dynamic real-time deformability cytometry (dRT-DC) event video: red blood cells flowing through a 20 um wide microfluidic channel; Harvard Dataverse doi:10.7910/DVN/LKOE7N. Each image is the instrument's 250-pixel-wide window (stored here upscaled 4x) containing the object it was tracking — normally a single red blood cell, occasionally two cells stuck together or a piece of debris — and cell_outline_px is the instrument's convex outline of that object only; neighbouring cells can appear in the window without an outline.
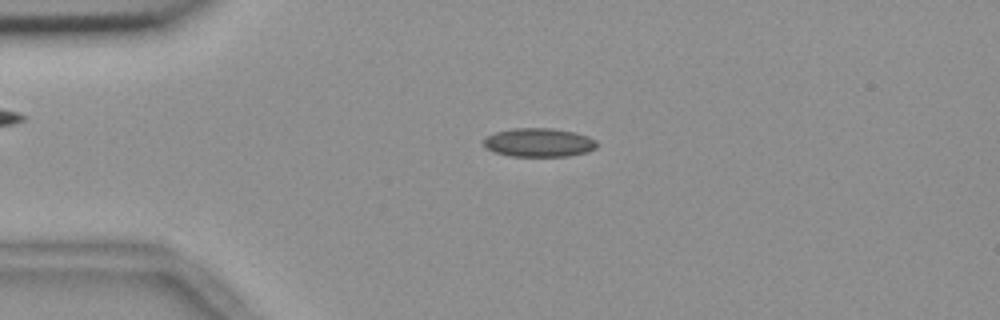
{"species": "common noctule bat (a hibernating species)", "species_latin": "Nyctalus noctula", "temperature_condition": "room temperature", "stored_images_in_passage": 44, "camera_frame_rate_fps": 3000, "um_per_image_px": 0.085, "animal": {"sex": "female", "body_mass_g": 18.4}, "frame": {"image": 1, "passage_image": 2, "time_ms": 0.333, "image_size_px": [1000, 320], "cell_outline_px": [[596, 148], [588, 152], [568, 156], [512, 156], [496, 152], [484, 148], [484, 136], [496, 132], [512, 128], [552, 128], [576, 132], [588, 136], [596, 140]], "centroid_in_image_um": [45.8, 12.1], "position_along_channel_um": 39.2, "area_um2": 19.07}}
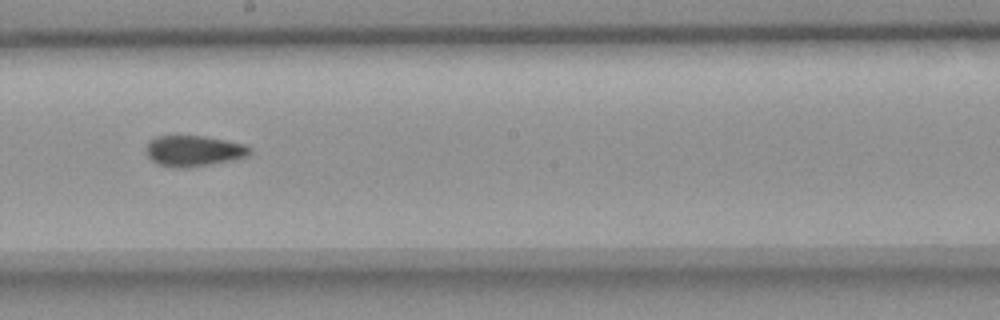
{"frame": {"image": 2, "passage_image": 20, "time_ms": 6.333, "image_size_px": [1000, 320], "cell_outline_px": [[252, 152], [248, 156], [232, 160], [212, 164], [188, 168], [172, 168], [156, 164], [148, 156], [148, 144], [156, 136], [200, 136], [224, 140], [244, 144], [252, 148]], "centroid_in_image_um": [16.5, 12.85], "position_along_channel_um": 231.7, "area_um2": 18.55}}
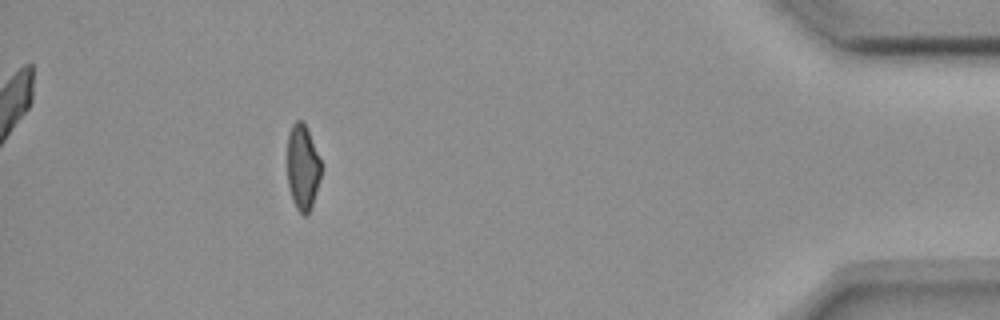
{"frame": {"image": 3, "passage_image": 39, "time_ms": 12.667, "image_size_px": [1000, 320], "cell_outline_px": [[320, 176], [312, 208], [304, 216], [296, 208], [292, 200], [288, 184], [288, 132], [292, 124], [296, 120], [300, 120], [308, 128], [320, 160]], "centroid_in_image_um": [25.72, 14.21], "position_along_channel_um": 409.5, "area_um2": 16.7}, "authors_computed_cell_mechanics": {"area_um2": 18.496, "velocity_mm_per_s": 3.6878, "shape_relaxation_time_tau1_ms": null, "shape_relaxation_time_tau2_ms": 1.9097, "deformation_change_tau1": null, "deformation_change_tau2": 0.0882}}